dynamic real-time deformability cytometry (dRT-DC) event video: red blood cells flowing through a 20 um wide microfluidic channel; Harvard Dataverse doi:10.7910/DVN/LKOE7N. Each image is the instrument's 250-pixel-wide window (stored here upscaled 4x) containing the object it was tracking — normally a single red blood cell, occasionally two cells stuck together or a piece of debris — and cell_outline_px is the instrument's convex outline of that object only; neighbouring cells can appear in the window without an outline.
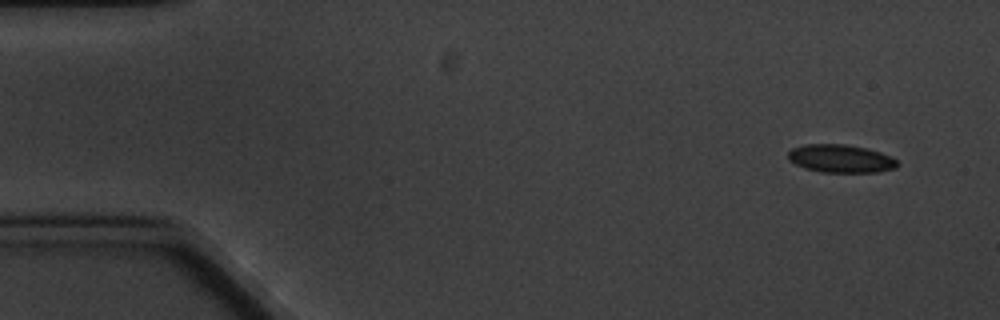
{"species": "common noctule bat (a hibernating species)", "species_latin": "Nyctalus noctula", "temperature_condition": "cold", "stored_images_in_passage": 6, "segment_of_instrument_passage": [2, 2], "camera_frame_rate_fps": 3000, "um_per_image_px": 0.085, "animal": {"sex": "male", "body_mass_g": 20.1, "forearm_length_mm": 53.5}, "frame": {"image": 1, "passage_image": 6, "time_ms": 6.667, "image_size_px": [1000, 320], "cell_outline_px": [[900, 164], [896, 168], [880, 172], [820, 172], [804, 168], [788, 160], [788, 152], [792, 148], [804, 144], [844, 144], [864, 148], [880, 152], [892, 156]], "centroid_in_image_um": [71.47, 13.49], "position_along_channel_um": 13.5, "area_um2": 17.98}}